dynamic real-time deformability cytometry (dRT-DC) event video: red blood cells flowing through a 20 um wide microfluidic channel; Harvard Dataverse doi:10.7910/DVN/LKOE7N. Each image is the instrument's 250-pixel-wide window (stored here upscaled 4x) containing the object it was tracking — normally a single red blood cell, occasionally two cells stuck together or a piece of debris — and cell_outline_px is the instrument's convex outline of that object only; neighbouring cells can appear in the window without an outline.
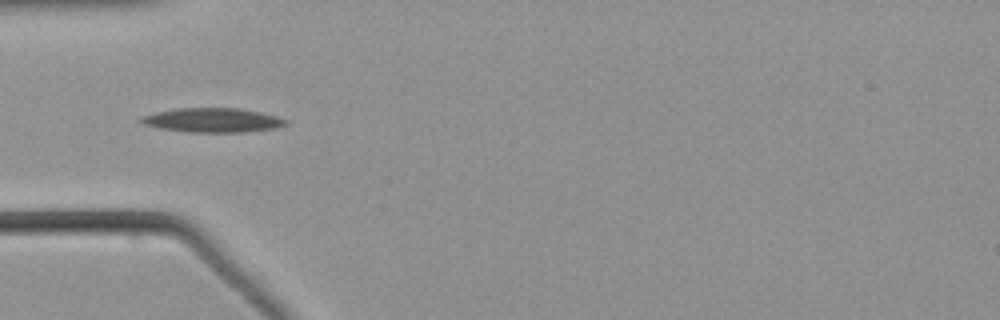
{"species": "common noctule bat (a hibernating species)", "species_latin": "Nyctalus noctula", "temperature_condition": "warm", "stored_images_in_passage": 39, "camera_frame_rate_fps": 3000, "um_per_image_px": 0.085, "animal": {"sex": "male", "body_mass_g": 21.5, "forearm_length_mm": 52.0}, "frame": {"image": 1, "passage_image": 1, "time_ms": 0.0, "image_size_px": [1000, 320], "cell_outline_px": [[288, 124], [276, 128], [244, 132], [188, 132], [160, 128], [144, 124], [140, 120], [140, 116], [156, 112], [176, 108], [240, 108], [260, 112], [276, 116], [288, 120]], "centroid_in_image_um": [18.09, 10.21], "position_along_channel_um": 66.9, "area_um2": 20.46}}
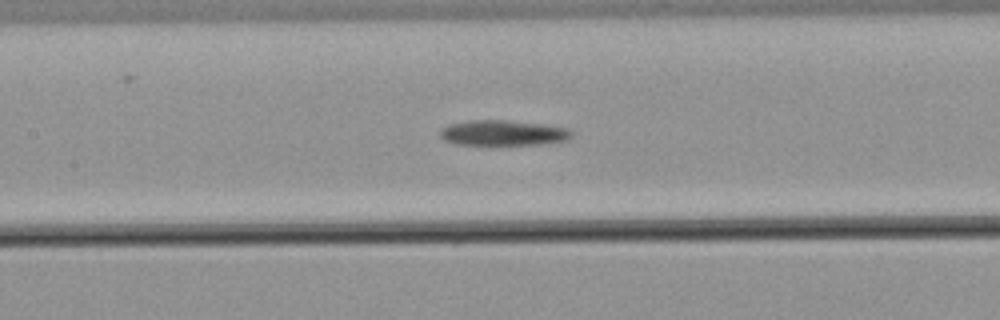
{"frame": {"image": 2, "passage_image": 9, "time_ms": 2.667, "image_size_px": [1000, 320], "cell_outline_px": [[572, 136], [564, 140], [540, 144], [456, 144], [444, 140], [440, 136], [440, 128], [448, 124], [468, 120], [508, 120], [548, 124], [568, 128], [572, 132]], "centroid_in_image_um": [42.74, 11.27], "position_along_channel_um": 164.7, "area_um2": 19.48}}
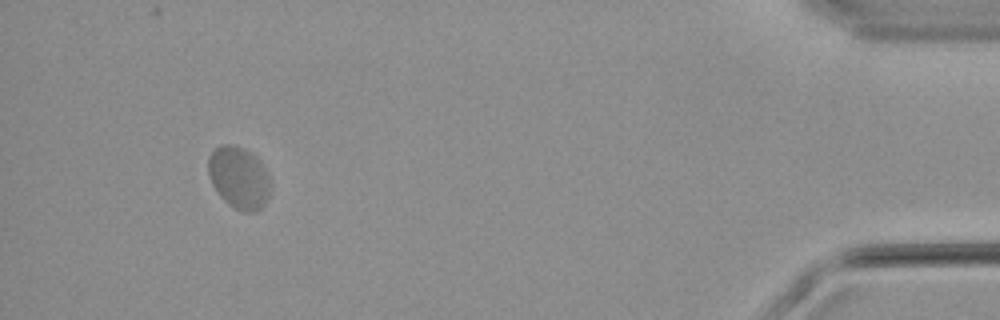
{"frame": {"image": 3, "passage_image": 35, "time_ms": 11.333, "image_size_px": [1000, 320], "cell_outline_px": [[268, 196], [264, 204], [256, 212], [240, 212], [228, 204], [220, 196], [212, 184], [208, 172], [208, 156], [212, 148], [220, 144], [228, 144], [244, 148], [252, 152], [260, 160], [268, 176]], "centroid_in_image_um": [20.26, 15.08], "position_along_channel_um": 414.9, "area_um2": 22.6}}